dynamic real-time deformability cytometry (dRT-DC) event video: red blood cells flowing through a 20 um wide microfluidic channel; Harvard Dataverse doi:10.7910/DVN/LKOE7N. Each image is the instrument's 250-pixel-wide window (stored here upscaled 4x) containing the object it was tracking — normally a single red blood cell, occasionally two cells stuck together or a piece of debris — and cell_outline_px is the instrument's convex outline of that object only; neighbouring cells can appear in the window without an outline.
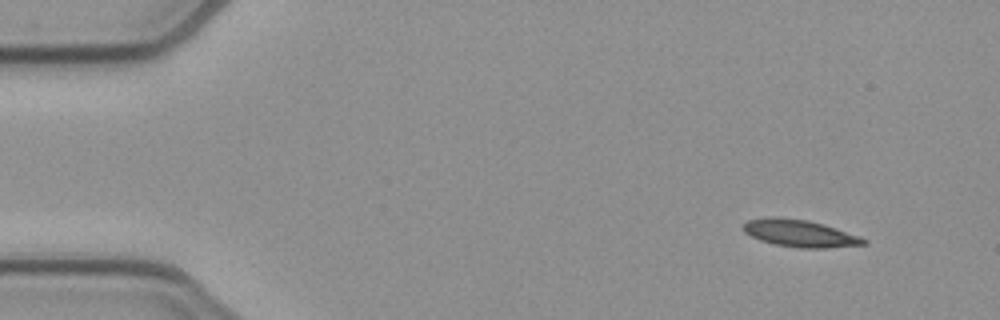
{"species": "common noctule bat (a hibernating species)", "species_latin": "Nyctalus noctula", "temperature_condition": "cold", "stored_images_in_passage": 48, "camera_frame_rate_fps": 3000, "um_per_image_px": 0.085, "animal": {"sex": "female", "body_mass_g": 21.9}, "frame": {"image": 1, "passage_image": 1, "time_ms": 0.0, "image_size_px": [1000, 320], "cell_outline_px": [[868, 244], [824, 248], [800, 248], [776, 244], [760, 240], [744, 232], [740, 228], [748, 220], [776, 216], [808, 220], [824, 224], [860, 236], [868, 240]], "centroid_in_image_um": [68.0, 19.83], "position_along_channel_um": 17.0, "area_um2": 19.07}}
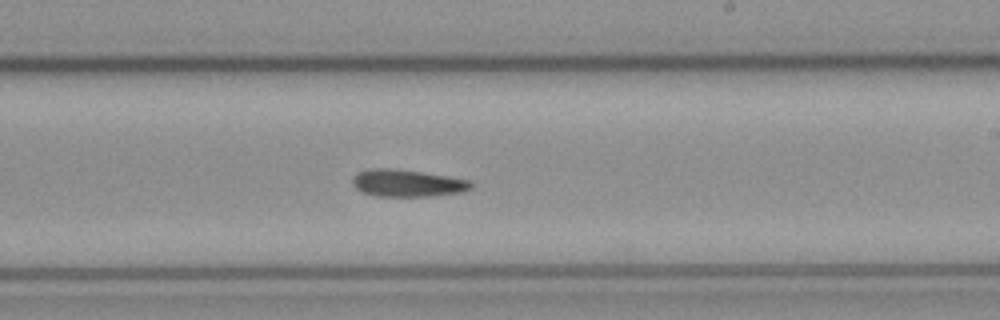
{"frame": {"image": 2, "passage_image": 27, "time_ms": 8.667, "image_size_px": [1000, 320], "cell_outline_px": [[472, 188], [460, 192], [428, 196], [376, 196], [364, 192], [356, 188], [352, 184], [352, 180], [360, 172], [368, 168], [388, 168], [420, 172], [472, 180]], "centroid_in_image_um": [34.63, 15.57], "position_along_channel_um": 254.4, "area_um2": 18.44}}
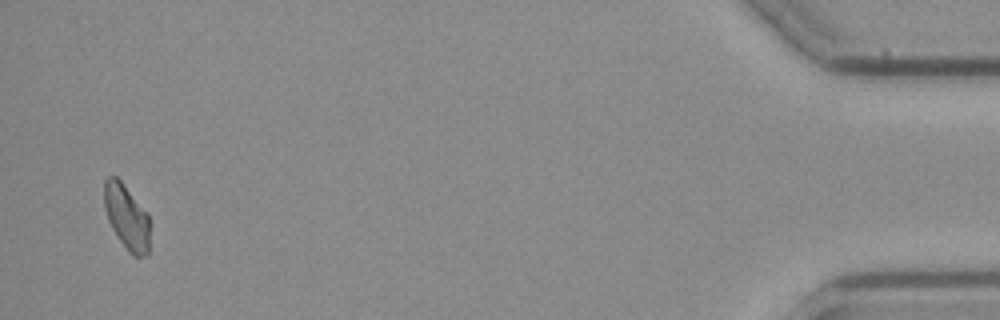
{"frame": {"image": 3, "passage_image": 47, "time_ms": 15.333, "image_size_px": [1000, 320], "cell_outline_px": [[148, 252], [144, 256], [132, 256], [128, 252], [112, 228], [108, 220], [104, 208], [104, 180], [108, 176], [116, 176], [120, 180], [148, 212]], "centroid_in_image_um": [10.74, 18.42], "position_along_channel_um": 424.5, "area_um2": 17.17}}